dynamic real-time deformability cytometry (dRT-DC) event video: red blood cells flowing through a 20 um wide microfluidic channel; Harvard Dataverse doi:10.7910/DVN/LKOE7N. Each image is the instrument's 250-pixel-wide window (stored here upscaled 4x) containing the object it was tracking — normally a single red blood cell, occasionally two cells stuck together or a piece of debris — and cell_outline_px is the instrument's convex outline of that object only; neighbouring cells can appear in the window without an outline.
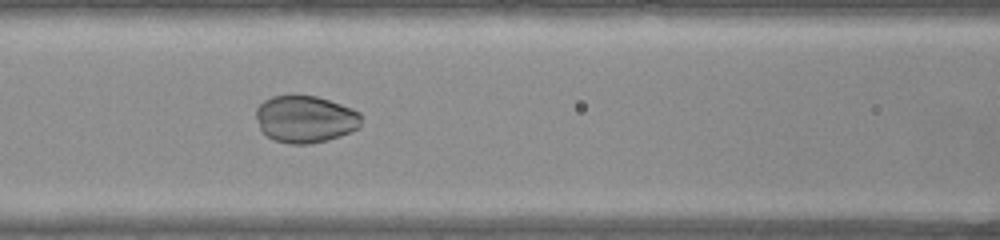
{"species": "common noctule bat (a hibernating species)", "species_latin": "Nyctalus noctula", "temperature_condition": "warm", "stored_images_in_passage": 48, "camera_frame_rate_fps": 3000, "um_per_image_px": 0.085, "animal": {"sex": "female", "body_mass_g": 22.0, "forearm_length_mm": 56.7}, "frame": {"image": 1, "passage_image": 22, "time_ms": 7.0, "image_size_px": [1000, 240], "cell_outline_px": [[360, 124], [356, 128], [340, 136], [328, 140], [308, 144], [288, 144], [276, 140], [268, 136], [260, 128], [256, 116], [256, 108], [264, 100], [272, 96], [316, 96], [352, 108], [360, 112]], "centroid_in_image_um": [25.94, 10.13], "position_along_channel_um": 140.7, "area_um2": 28.55}}
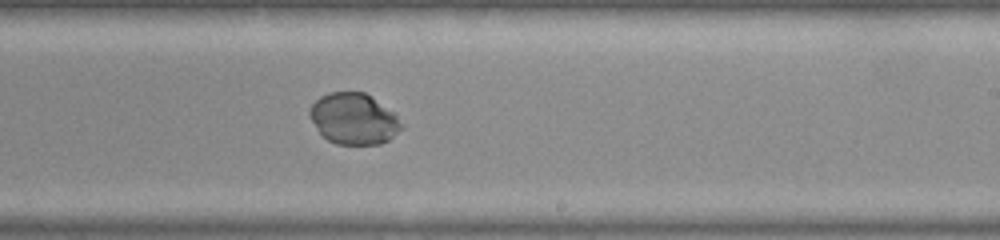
{"frame": {"image": 2, "passage_image": 31, "time_ms": 10.0, "image_size_px": [1000, 240], "cell_outline_px": [[404, 128], [388, 140], [380, 144], [336, 144], [328, 140], [320, 132], [308, 116], [308, 112], [312, 104], [320, 96], [328, 92], [364, 92], [392, 112], [404, 124]], "centroid_in_image_um": [30.06, 10.1], "position_along_channel_um": 258.9, "area_um2": 27.17}}
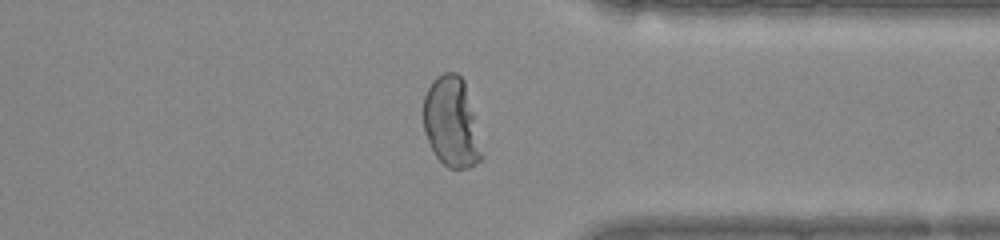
{"frame": {"image": 3, "passage_image": 40, "time_ms": 13.0, "image_size_px": [1000, 240], "cell_outline_px": [[484, 156], [476, 164], [468, 168], [448, 168], [432, 152], [424, 132], [424, 96], [432, 80], [436, 76], [444, 72], [456, 72], [464, 80]], "centroid_in_image_um": [38.36, 10.41], "position_along_channel_um": 373.0, "area_um2": 30.52}}